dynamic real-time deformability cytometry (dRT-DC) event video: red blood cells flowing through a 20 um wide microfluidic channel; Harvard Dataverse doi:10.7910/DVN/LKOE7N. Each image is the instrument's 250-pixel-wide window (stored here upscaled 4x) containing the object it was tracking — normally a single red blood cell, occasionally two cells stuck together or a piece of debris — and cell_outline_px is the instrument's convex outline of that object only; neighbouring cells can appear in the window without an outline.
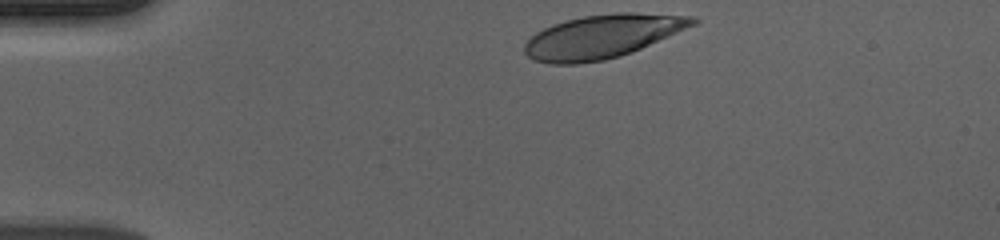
{"species": "human", "species_latin": "Homo sapiens", "temperature_condition": "cold", "stored_images_in_passage": 37, "camera_frame_rate_fps": 3000, "um_per_image_px": 0.085, "donor": {"sex": "male"}, "frame": {"image": 1, "passage_image": 1, "time_ms": 0.0, "image_size_px": [1000, 240], "cell_outline_px": [[700, 20], [696, 24], [640, 48], [620, 56], [604, 60], [576, 64], [552, 64], [536, 60], [528, 56], [524, 52], [524, 44], [536, 32], [552, 24], [564, 20], [584, 16], [616, 12], [636, 12], [696, 16]], "centroid_in_image_um": [51.2, 3.08], "position_along_channel_um": 33.8, "area_um2": 42.54}}
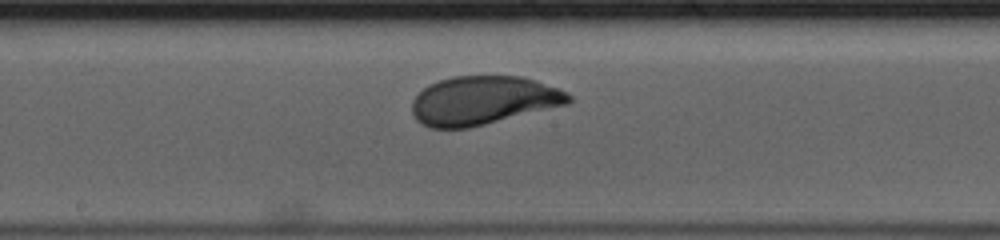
{"frame": {"image": 2, "passage_image": 20, "time_ms": 6.333, "image_size_px": [1000, 240], "cell_outline_px": [[572, 100], [568, 104], [468, 128], [428, 128], [420, 124], [416, 120], [412, 112], [412, 100], [428, 84], [452, 76], [520, 76], [536, 80], [568, 92], [572, 96]], "centroid_in_image_um": [41.05, 8.54], "position_along_channel_um": 207.1, "area_um2": 44.45}}
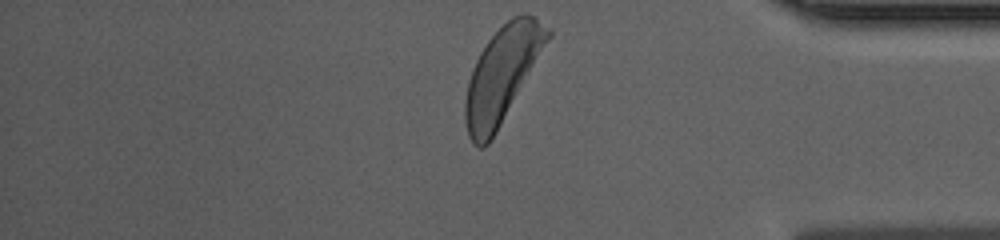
{"frame": {"image": 3, "passage_image": 37, "time_ms": 12.0, "image_size_px": [1000, 240], "cell_outline_px": [[552, 36], [496, 132], [488, 144], [484, 148], [480, 148], [472, 144], [468, 136], [464, 120], [464, 104], [468, 80], [472, 68], [480, 52], [488, 40], [512, 16], [524, 12], [532, 16], [552, 32]], "centroid_in_image_um": [42.65, 6.36], "position_along_channel_um": 392.5, "area_um2": 45.37}, "authors_computed_cell_mechanics": {"area_um2": 44.1014, "velocity_mm_per_s": 3.6361, "shape_relaxation_time_tau1_ms": 2.7983, "shape_relaxation_time_tau2_ms": null, "deformation_change_tau1": 0.1565, "deformation_change_tau2": null}}